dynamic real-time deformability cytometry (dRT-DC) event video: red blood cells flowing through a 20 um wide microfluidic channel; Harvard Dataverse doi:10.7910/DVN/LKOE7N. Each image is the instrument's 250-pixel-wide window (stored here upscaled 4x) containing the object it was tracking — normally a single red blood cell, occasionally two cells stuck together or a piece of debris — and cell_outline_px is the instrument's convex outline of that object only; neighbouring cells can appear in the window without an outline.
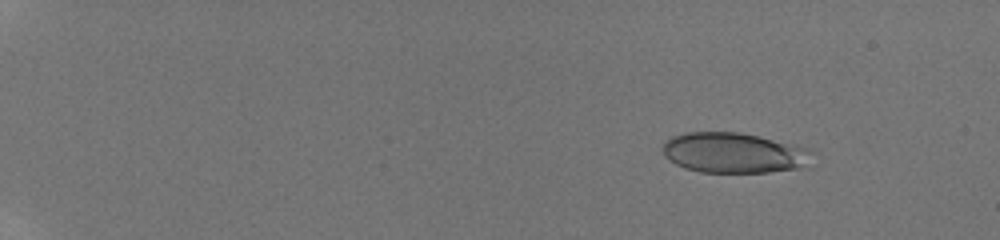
{"species": "human", "species_latin": "Homo sapiens", "temperature_condition": "room temperature", "stored_images_in_passage": 28, "camera_frame_rate_fps": 3000, "um_per_image_px": 0.085, "donor": {"sex": "male"}, "frame": {"image": 1, "passage_image": 3, "time_ms": 2.0, "image_size_px": [1000, 240], "cell_outline_px": [[816, 152], [804, 164], [796, 168], [768, 172], [700, 172], [684, 168], [676, 164], [664, 156], [664, 140], [672, 136], [684, 132], [740, 132], [792, 144], [808, 148]], "centroid_in_image_um": [62.33, 12.98], "position_along_channel_um": 22.7, "area_um2": 34.91}}
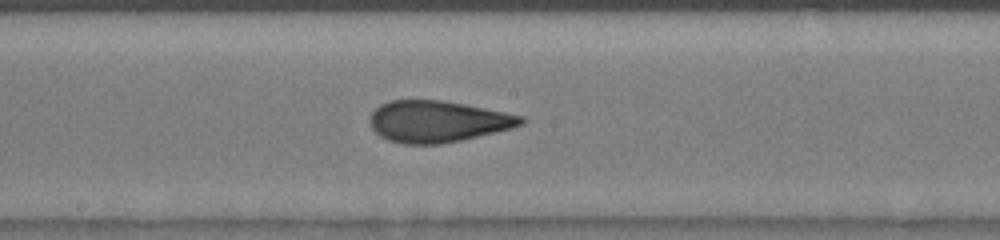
{"frame": {"image": 2, "passage_image": 12, "time_ms": 10.333, "image_size_px": [1000, 240], "cell_outline_px": [[524, 124], [512, 128], [460, 140], [440, 144], [404, 144], [388, 140], [380, 136], [372, 128], [368, 120], [372, 112], [380, 104], [392, 100], [440, 100], [464, 104], [524, 116]], "centroid_in_image_um": [37.17, 10.32], "position_along_channel_um": 211.0, "area_um2": 36.36}}
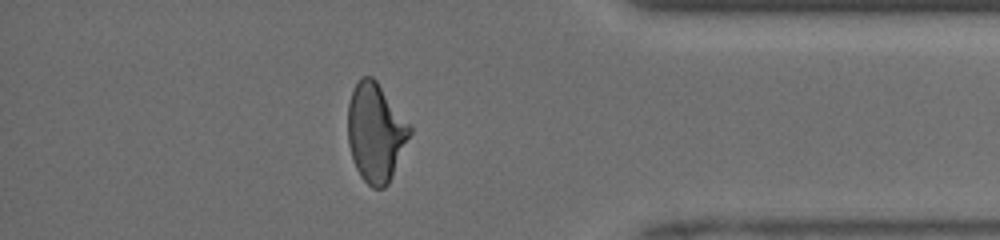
{"frame": {"image": 3, "passage_image": 24, "time_ms": 15.333, "image_size_px": [1000, 240], "cell_outline_px": [[412, 132], [388, 184], [384, 188], [372, 188], [360, 176], [356, 168], [348, 144], [348, 104], [352, 88], [360, 76], [372, 76], [376, 80], [412, 128]], "centroid_in_image_um": [31.91, 11.24], "position_along_channel_um": 403.3, "area_um2": 35.43}, "authors_computed_cell_mechanics": {"area_um2": 35.5759, "velocity_mm_per_s": 4.1624, "shape_relaxation_time_tau1_ms": null, "shape_relaxation_time_tau2_ms": 0.6774, "deformation_change_tau1": null, "deformation_change_tau2": 0.0596}}